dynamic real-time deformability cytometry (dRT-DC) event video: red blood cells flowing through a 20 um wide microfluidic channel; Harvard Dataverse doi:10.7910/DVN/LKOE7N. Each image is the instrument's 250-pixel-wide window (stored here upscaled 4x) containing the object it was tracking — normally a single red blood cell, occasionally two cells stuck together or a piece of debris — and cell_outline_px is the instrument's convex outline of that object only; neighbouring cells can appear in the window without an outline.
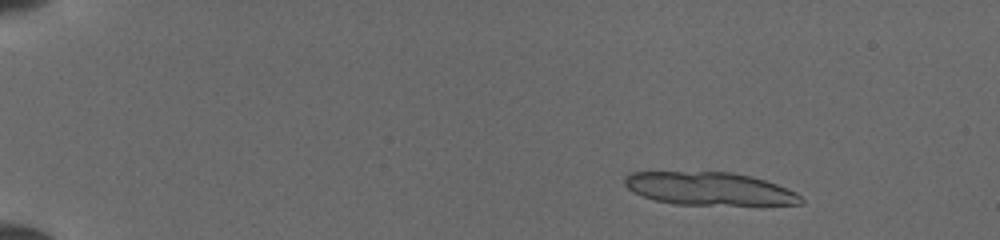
{"species": "common noctule bat (a hibernating species)", "species_latin": "Nyctalus noctula", "temperature_condition": "cold", "stored_images_in_passage": 12, "camera_frame_rate_fps": 3000, "um_per_image_px": 0.085, "animal": {"sex": "female", "body_mass_g": 19.5, "forearm_length_mm": 54.1}, "frame": {"image": 1, "passage_image": 3, "time_ms": 0.667, "image_size_px": [1000, 240], "cell_outline_px": [[804, 204], [676, 204], [656, 200], [644, 196], [628, 188], [624, 184], [624, 176], [632, 172], [732, 172], [752, 176], [776, 184], [796, 192], [804, 200]], "centroid_in_image_um": [60.29, 16.02], "position_along_channel_um": 24.7, "area_um2": 33.41}}